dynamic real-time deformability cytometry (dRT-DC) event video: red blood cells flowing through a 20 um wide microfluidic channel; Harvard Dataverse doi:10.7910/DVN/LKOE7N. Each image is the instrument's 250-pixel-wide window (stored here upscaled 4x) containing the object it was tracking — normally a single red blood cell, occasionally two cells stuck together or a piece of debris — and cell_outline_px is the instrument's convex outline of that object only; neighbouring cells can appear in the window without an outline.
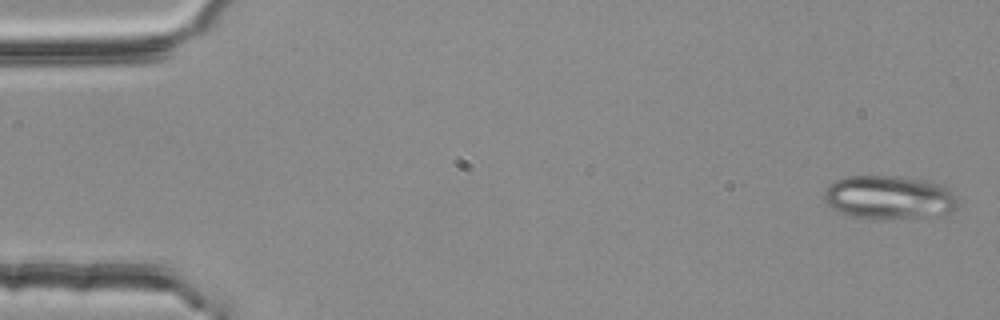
{"species": "common noctule bat (a hibernating species)", "species_latin": "Nyctalus noctula", "temperature_condition": "room temperature", "stored_images_in_passage": 3, "camera_frame_rate_fps": 3000, "um_per_image_px": 0.085, "animal": {"sex": "female", "body_mass_g": 25.1}, "frame": {"image": 1, "passage_image": 1, "time_ms": 0.0, "image_size_px": [1000, 320], "cell_outline_px": [[956, 208], [948, 212], [928, 216], [888, 220], [880, 220], [852, 216], [840, 212], [832, 208], [824, 200], [824, 188], [828, 184], [836, 180], [848, 176], [900, 176], [928, 180], [940, 184], [948, 188], [956, 196]], "centroid_in_image_um": [75.54, 16.77], "position_along_channel_um": 9.5, "area_um2": 34.28}}